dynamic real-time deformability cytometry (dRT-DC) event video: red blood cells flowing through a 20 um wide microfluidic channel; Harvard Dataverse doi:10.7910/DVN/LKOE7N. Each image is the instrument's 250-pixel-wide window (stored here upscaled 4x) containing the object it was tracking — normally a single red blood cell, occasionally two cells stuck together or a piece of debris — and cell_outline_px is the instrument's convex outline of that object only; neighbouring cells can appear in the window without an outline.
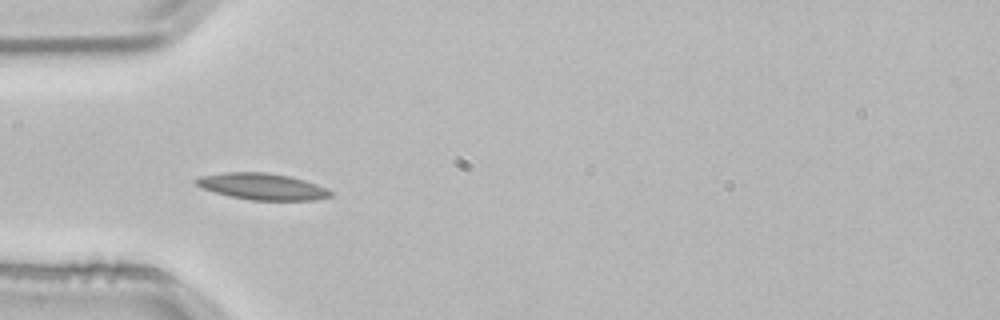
{"species": "common noctule bat (a hibernating species)", "species_latin": "Nyctalus noctula", "temperature_condition": "room temperature", "stored_images_in_passage": 3, "camera_frame_rate_fps": 3000, "um_per_image_px": 0.085, "animal": {"sex": "male", "body_mass_g": 21.5, "forearm_length_mm": 52.0}, "frame": {"image": 1, "passage_image": 3, "time_ms": 0.667, "image_size_px": [1000, 320], "cell_outline_px": [[332, 196], [316, 200], [252, 200], [228, 196], [204, 188], [196, 184], [192, 180], [196, 176], [224, 172], [264, 172], [288, 176], [304, 180], [316, 184], [332, 192]], "centroid_in_image_um": [22.24, 15.85], "position_along_channel_um": 62.8, "area_um2": 20.69}}